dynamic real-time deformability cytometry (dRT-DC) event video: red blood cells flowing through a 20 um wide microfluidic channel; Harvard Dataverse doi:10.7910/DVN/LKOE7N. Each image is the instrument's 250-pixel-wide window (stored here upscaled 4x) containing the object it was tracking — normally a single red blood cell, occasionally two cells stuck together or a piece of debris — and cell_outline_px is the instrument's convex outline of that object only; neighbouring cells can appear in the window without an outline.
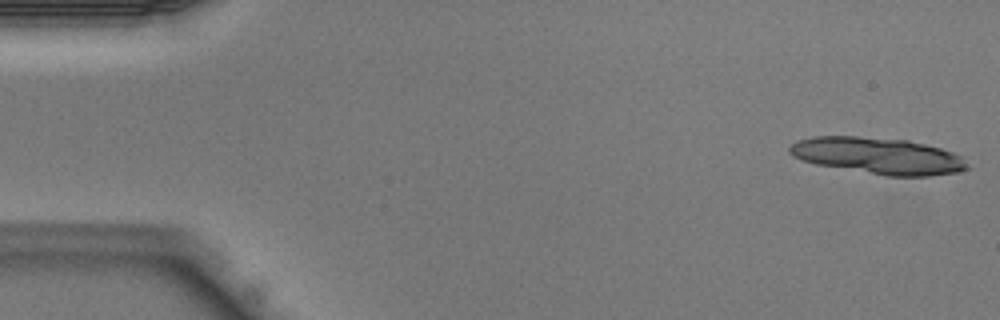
{"species": "Egyptian fruit bat (a non-hibernating species)", "species_latin": "Rousettus aegyptiacus", "temperature_condition": "warm", "stored_images_in_passage": 11, "camera_frame_rate_fps": 3000, "um_per_image_px": 0.085, "animal": {"sex": "male"}, "frame": {"image": 1, "passage_image": 1, "time_ms": 0.0, "image_size_px": [1000, 320], "cell_outline_px": [[968, 168], [960, 172], [928, 176], [884, 176], [816, 164], [800, 160], [792, 156], [788, 152], [788, 148], [796, 140], [812, 136], [856, 136], [908, 140], [940, 148], [952, 152], [960, 156], [968, 164]], "centroid_in_image_um": [74.59, 13.24], "position_along_channel_um": 10.4, "area_um2": 38.03}}